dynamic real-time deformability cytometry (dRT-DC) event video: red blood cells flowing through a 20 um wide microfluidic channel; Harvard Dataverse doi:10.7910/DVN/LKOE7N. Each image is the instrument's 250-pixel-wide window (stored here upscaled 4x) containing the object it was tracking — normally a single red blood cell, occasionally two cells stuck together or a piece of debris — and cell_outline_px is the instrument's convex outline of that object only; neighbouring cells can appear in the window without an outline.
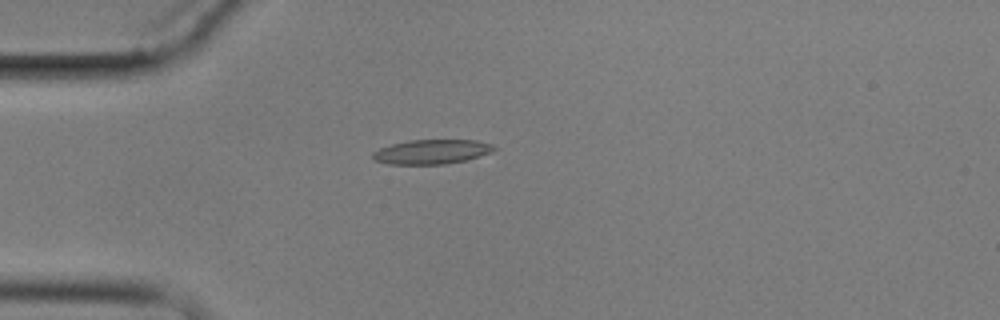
{"species": "common noctule bat (a hibernating species)", "species_latin": "Nyctalus noctula", "temperature_condition": "cold", "stored_images_in_passage": 5, "camera_frame_rate_fps": 3000, "um_per_image_px": 0.085, "animal": {"sex": "male", "body_mass_g": 17.9}, "frame": {"image": 1, "passage_image": 5, "time_ms": 4.667, "image_size_px": [1000, 320], "cell_outline_px": [[496, 148], [492, 152], [468, 160], [444, 164], [388, 164], [372, 160], [372, 152], [380, 148], [392, 144], [408, 140], [476, 140], [492, 144]], "centroid_in_image_um": [36.68, 12.9], "position_along_channel_um": 48.3, "area_um2": 17.4}}